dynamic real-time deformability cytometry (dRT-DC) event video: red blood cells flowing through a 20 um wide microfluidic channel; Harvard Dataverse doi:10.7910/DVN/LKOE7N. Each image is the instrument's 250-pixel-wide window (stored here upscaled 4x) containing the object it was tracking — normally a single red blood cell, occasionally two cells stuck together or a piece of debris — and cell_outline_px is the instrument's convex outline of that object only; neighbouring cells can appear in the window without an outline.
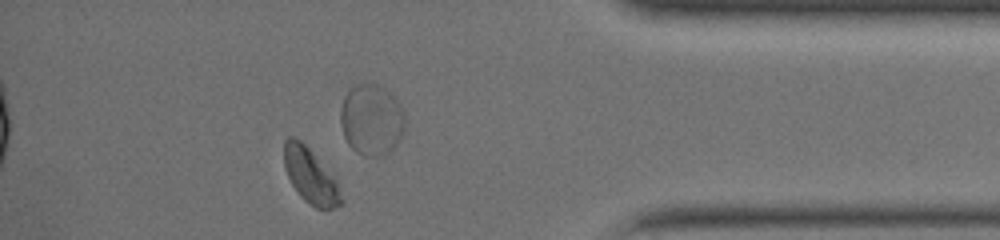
{"species": "common noctule bat (a hibernating species)", "species_latin": "Nyctalus noctula", "temperature_condition": "warm", "stored_images_in_passage": 30, "camera_frame_rate_fps": 3000, "um_per_image_px": 0.085, "animal": {"sex": "female", "body_mass_g": 19.0, "forearm_length_mm": 51.5}, "frame": {"image": 1, "passage_image": 25, "time_ms": 8.0, "image_size_px": [1000, 240], "cell_outline_px": [[344, 204], [332, 208], [316, 208], [304, 200], [300, 196], [292, 184], [284, 168], [284, 140], [288, 136], [292, 136], [300, 140], [336, 176], [344, 200]], "centroid_in_image_um": [26.43, 14.95], "position_along_channel_um": 408.8, "area_um2": 18.61}}